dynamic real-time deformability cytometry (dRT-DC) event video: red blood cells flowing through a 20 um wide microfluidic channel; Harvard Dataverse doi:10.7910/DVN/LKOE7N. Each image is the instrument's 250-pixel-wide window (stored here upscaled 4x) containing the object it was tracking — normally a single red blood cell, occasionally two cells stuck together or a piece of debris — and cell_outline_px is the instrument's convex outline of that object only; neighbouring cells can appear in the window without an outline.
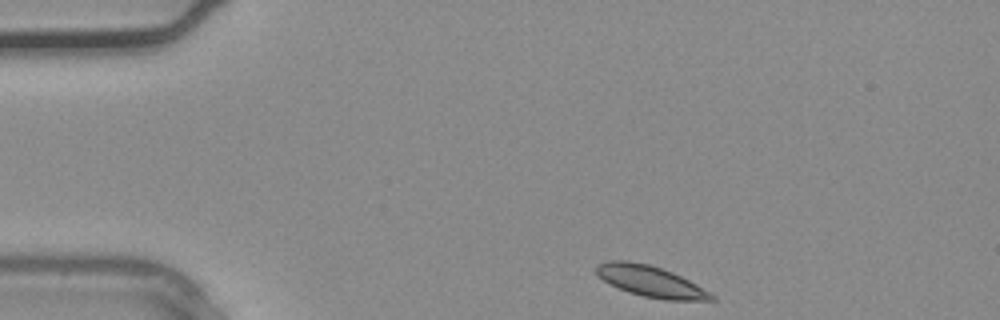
{"species": "common noctule bat (a hibernating species)", "species_latin": "Nyctalus noctula", "temperature_condition": "warm", "stored_images_in_passage": 32, "camera_frame_rate_fps": 3000, "um_per_image_px": 0.085, "animal": {"sex": "male", "body_mass_g": 20.4}, "frame": {"image": 1, "passage_image": 1, "time_ms": 0.0, "image_size_px": [1000, 320], "cell_outline_px": [[716, 300], [664, 300], [644, 296], [628, 292], [608, 284], [596, 272], [596, 264], [608, 260], [628, 260], [648, 264], [672, 272], [696, 284], [716, 296]], "centroid_in_image_um": [55.28, 23.91], "position_along_channel_um": 29.7, "area_um2": 20.75}}